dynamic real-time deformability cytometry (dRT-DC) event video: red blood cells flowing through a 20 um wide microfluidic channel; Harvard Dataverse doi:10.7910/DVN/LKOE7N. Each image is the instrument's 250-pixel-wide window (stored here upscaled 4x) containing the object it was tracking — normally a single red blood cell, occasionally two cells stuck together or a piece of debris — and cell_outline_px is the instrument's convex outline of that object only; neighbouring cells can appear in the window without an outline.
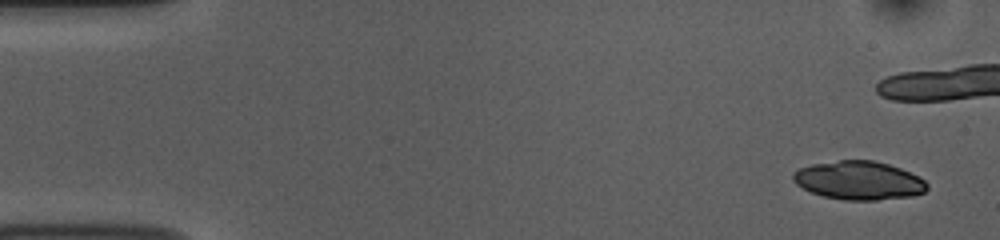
{"species": "common noctule bat (a hibernating species)", "species_latin": "Nyctalus noctula", "temperature_condition": "room temperature", "stored_images_in_passage": 46, "camera_frame_rate_fps": 3000, "um_per_image_px": 0.085, "animal": {"sex": "female", "body_mass_g": 10.0, "forearm_length_mm": 53.1}, "frame": {"image": 1, "passage_image": 1, "time_ms": 0.0, "image_size_px": [1000, 240], "cell_outline_px": [[928, 188], [924, 192], [912, 196], [876, 200], [844, 200], [824, 196], [812, 192], [796, 184], [792, 180], [792, 172], [800, 168], [812, 164], [840, 160], [872, 160], [888, 164], [900, 168], [920, 176], [928, 184]], "centroid_in_image_um": [73.01, 15.33], "position_along_channel_um": 12.0, "area_um2": 30.11}}